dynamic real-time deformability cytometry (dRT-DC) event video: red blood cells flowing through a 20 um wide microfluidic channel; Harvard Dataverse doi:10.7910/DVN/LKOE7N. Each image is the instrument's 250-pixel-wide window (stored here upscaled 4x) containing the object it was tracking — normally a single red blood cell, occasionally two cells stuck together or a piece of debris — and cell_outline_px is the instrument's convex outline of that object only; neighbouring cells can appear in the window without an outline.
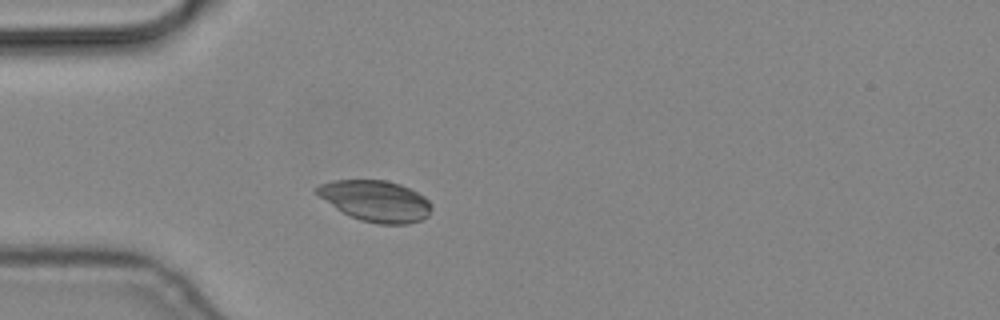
{"species": "common noctule bat (a hibernating species)", "species_latin": "Nyctalus noctula", "temperature_condition": "cold", "stored_images_in_passage": 3, "camera_frame_rate_fps": 3000, "um_per_image_px": 0.085, "animal": {"sex": "male", "body_mass_g": 19.2, "forearm_length_mm": 51.8}, "frame": {"image": 1, "passage_image": 3, "time_ms": 0.667, "image_size_px": [1000, 320], "cell_outline_px": [[432, 208], [428, 216], [420, 220], [408, 224], [380, 224], [360, 220], [336, 208], [320, 196], [316, 192], [316, 188], [320, 184], [332, 180], [384, 180], [400, 184], [424, 196], [432, 204]], "centroid_in_image_um": [31.96, 17.08], "position_along_channel_um": 53.0, "area_um2": 27.11}}